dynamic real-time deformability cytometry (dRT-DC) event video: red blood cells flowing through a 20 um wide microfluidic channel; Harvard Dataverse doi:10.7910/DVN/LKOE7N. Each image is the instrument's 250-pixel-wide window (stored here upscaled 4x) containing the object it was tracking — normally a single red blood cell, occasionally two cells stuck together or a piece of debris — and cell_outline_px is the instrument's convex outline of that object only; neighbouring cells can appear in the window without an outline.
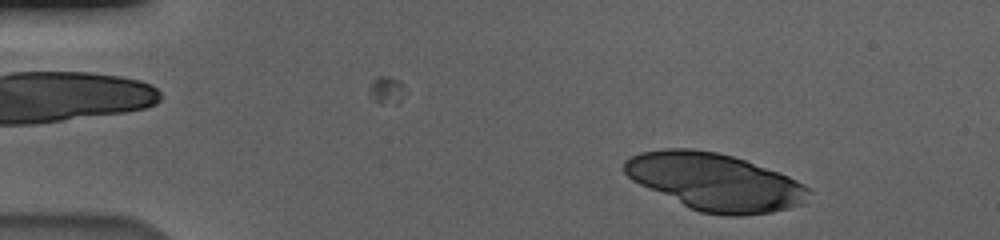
{"species": "human", "species_latin": "Homo sapiens", "temperature_condition": "cold", "stored_images_in_passage": 52, "camera_frame_rate_fps": 3000, "um_per_image_px": 0.085, "donor": {"sex": "male"}, "frame": {"image": 1, "passage_image": 3, "time_ms": 0.667, "image_size_px": [1000, 240], "cell_outline_px": [[812, 192], [804, 204], [772, 212], [744, 216], [728, 216], [700, 212], [688, 208], [632, 180], [624, 172], [624, 160], [640, 152], [664, 148], [692, 148], [716, 152], [732, 156], [780, 172], [812, 188]], "centroid_in_image_um": [60.8, 15.46], "position_along_channel_um": 24.2, "area_um2": 61.67}}
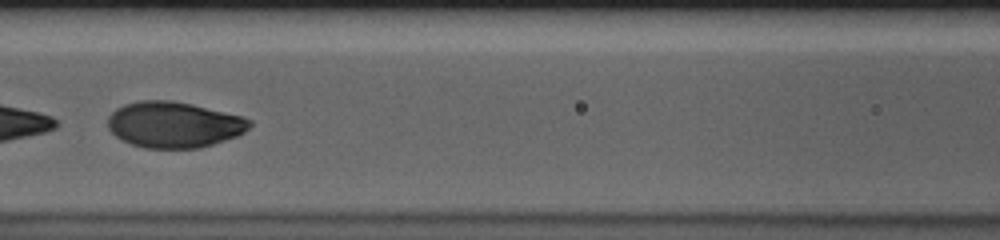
{"frame": {"image": 2, "passage_image": 22, "time_ms": 7.0, "image_size_px": [1000, 240], "cell_outline_px": [[252, 124], [244, 132], [236, 136], [200, 148], [144, 148], [132, 144], [116, 136], [108, 128], [108, 116], [116, 108], [124, 104], [140, 100], [168, 100], [192, 104], [244, 116], [252, 120]], "centroid_in_image_um": [14.79, 10.58], "position_along_channel_um": 151.8, "area_um2": 37.97}}
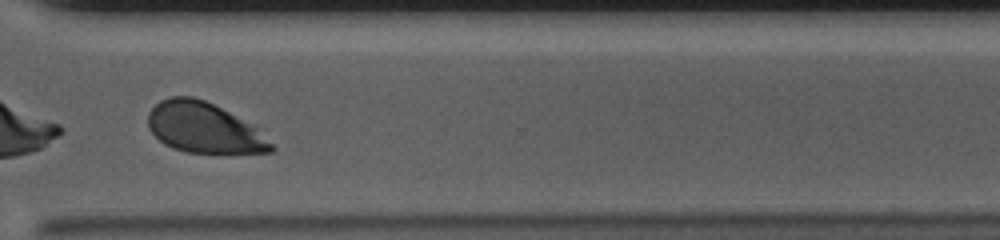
{"frame": {"image": 3, "passage_image": 39, "time_ms": 12.667, "image_size_px": [1000, 240], "cell_outline_px": [[276, 148], [272, 152], [184, 152], [172, 148], [164, 144], [148, 128], [148, 112], [160, 100], [172, 96], [192, 96], [204, 100], [228, 112], [256, 128]], "centroid_in_image_um": [17.28, 10.86], "position_along_channel_um": 353.3, "area_um2": 35.49}, "authors_computed_cell_mechanics": {"area_um2": 38.5815, "velocity_mm_per_s": 3.5518, "shape_relaxation_time_tau1_ms": 0.7994, "shape_relaxation_time_tau2_ms": null, "deformation_change_tau1": 0.3059, "deformation_change_tau2": null}}